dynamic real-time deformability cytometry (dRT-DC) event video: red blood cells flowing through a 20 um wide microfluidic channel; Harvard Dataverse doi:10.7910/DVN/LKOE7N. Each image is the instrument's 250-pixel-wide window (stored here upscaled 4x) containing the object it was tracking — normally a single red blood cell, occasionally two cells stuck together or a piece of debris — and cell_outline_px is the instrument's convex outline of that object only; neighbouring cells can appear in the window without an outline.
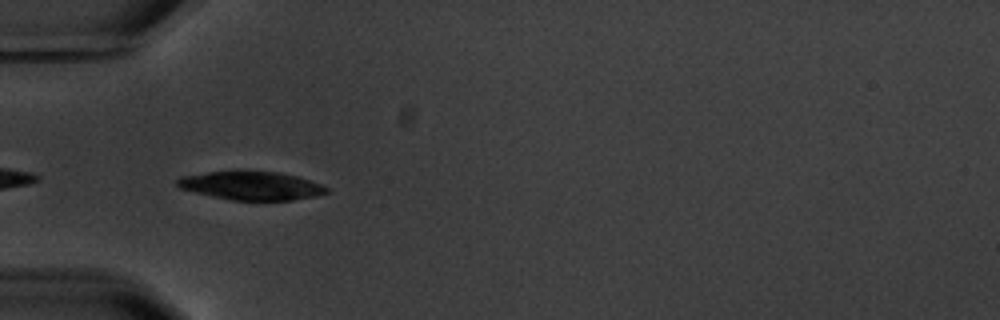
{"species": "common noctule bat (a hibernating species)", "species_latin": "Nyctalus noctula", "temperature_condition": "warm", "stored_images_in_passage": 5, "camera_frame_rate_fps": 3000, "um_per_image_px": 0.085, "animal": {"sex": "male", "body_mass_g": 20.1, "forearm_length_mm": 53.5}, "frame": {"image": 1, "passage_image": 4, "time_ms": 4.667, "image_size_px": [1000, 320], "cell_outline_px": [[328, 192], [316, 196], [292, 200], [232, 200], [212, 196], [180, 188], [176, 184], [176, 180], [180, 176], [208, 172], [280, 172], [296, 176], [320, 184], [328, 188]], "centroid_in_image_um": [21.36, 15.79], "position_along_channel_um": 63.6, "area_um2": 24.33}}
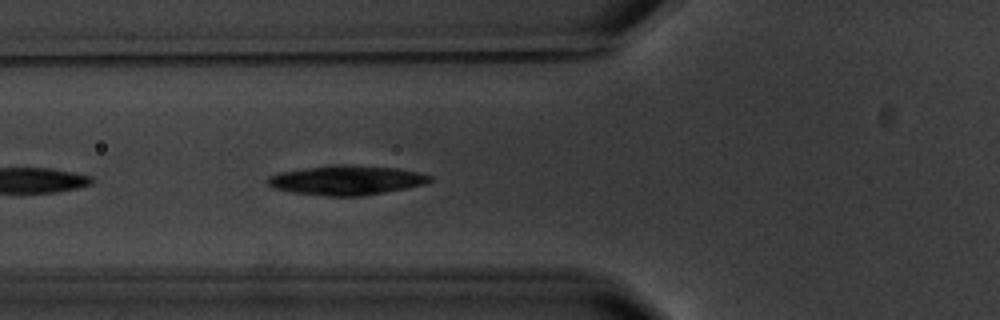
{"frame": {"image": 2, "passage_image": 5, "time_ms": 5.667, "image_size_px": [1000, 320], "cell_outline_px": [[432, 180], [428, 184], [384, 192], [360, 196], [328, 196], [292, 192], [272, 188], [268, 184], [268, 176], [276, 172], [332, 164], [340, 164], [396, 168], [416, 172], [432, 176]], "centroid_in_image_um": [29.42, 15.31], "position_along_channel_um": 96.4, "area_um2": 27.92}}